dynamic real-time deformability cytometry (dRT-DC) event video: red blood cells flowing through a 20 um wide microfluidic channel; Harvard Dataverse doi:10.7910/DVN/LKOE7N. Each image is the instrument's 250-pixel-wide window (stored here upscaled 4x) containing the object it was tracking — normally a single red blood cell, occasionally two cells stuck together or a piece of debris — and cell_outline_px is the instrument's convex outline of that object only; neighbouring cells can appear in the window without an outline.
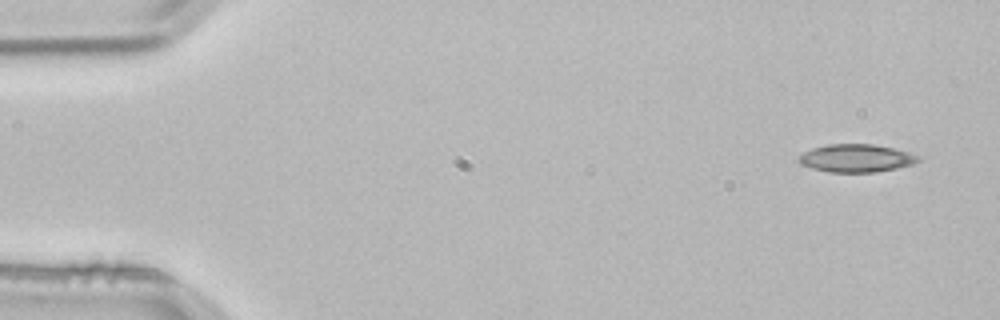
{"species": "common noctule bat (a hibernating species)", "species_latin": "Nyctalus noctula", "temperature_condition": "room temperature", "stored_images_in_passage": 3, "camera_frame_rate_fps": 3000, "um_per_image_px": 0.085, "animal": {"sex": "male", "body_mass_g": 21.5, "forearm_length_mm": 52.0}, "frame": {"image": 1, "passage_image": 1, "time_ms": 0.0, "image_size_px": [1000, 320], "cell_outline_px": [[924, 160], [912, 164], [896, 168], [876, 172], [828, 172], [812, 168], [800, 164], [800, 156], [804, 152], [812, 148], [828, 144], [872, 144], [892, 148], [908, 152], [920, 156]], "centroid_in_image_um": [72.82, 13.45], "position_along_channel_um": 12.2, "area_um2": 19.36}}
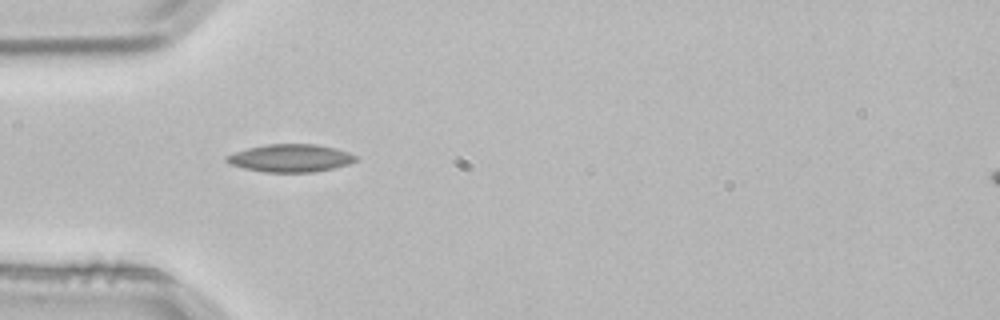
{"frame": {"image": 2, "passage_image": 3, "time_ms": 0.667, "image_size_px": [1000, 320], "cell_outline_px": [[360, 160], [348, 164], [332, 168], [312, 172], [264, 172], [244, 168], [228, 164], [224, 160], [224, 156], [248, 148], [264, 144], [316, 144], [348, 152], [360, 156]], "centroid_in_image_um": [24.68, 13.44], "position_along_channel_um": 60.3, "area_um2": 20.98}}